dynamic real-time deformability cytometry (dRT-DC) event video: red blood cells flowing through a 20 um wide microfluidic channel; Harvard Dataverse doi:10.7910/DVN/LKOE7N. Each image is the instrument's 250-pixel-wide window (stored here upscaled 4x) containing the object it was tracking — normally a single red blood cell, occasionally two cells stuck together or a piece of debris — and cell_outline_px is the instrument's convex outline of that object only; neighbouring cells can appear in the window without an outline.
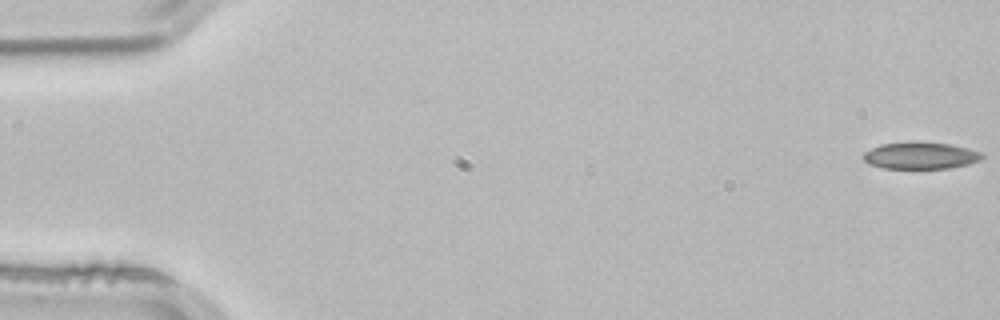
{"species": "common noctule bat (a hibernating species)", "species_latin": "Nyctalus noctula", "temperature_condition": "room temperature", "stored_images_in_passage": 53, "camera_frame_rate_fps": 3000, "um_per_image_px": 0.085, "animal": {"sex": "male", "body_mass_g": 21.5, "forearm_length_mm": 52.0}, "frame": {"image": 1, "passage_image": 1, "time_ms": 0.0, "image_size_px": [1000, 320], "cell_outline_px": [[984, 156], [980, 160], [968, 164], [948, 168], [884, 168], [868, 164], [860, 156], [864, 152], [880, 144], [912, 140], [916, 140], [948, 144], [968, 148], [980, 152]], "centroid_in_image_um": [78.19, 13.2], "position_along_channel_um": 6.8, "area_um2": 18.9}}
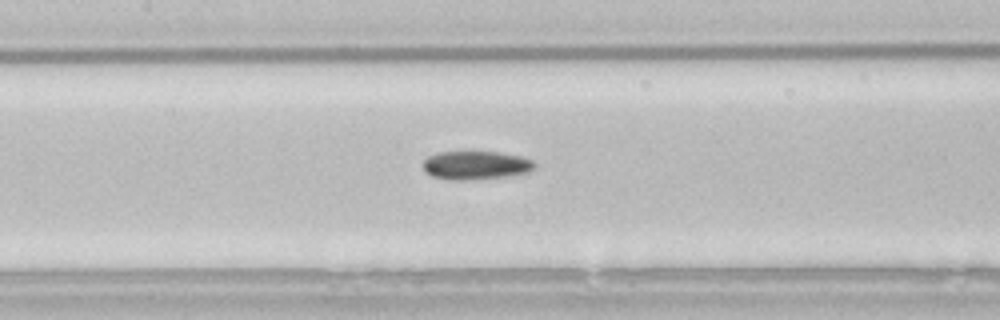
{"frame": {"image": 2, "passage_image": 25, "time_ms": 8.0, "image_size_px": [1000, 320], "cell_outline_px": [[536, 168], [528, 172], [504, 176], [464, 180], [456, 180], [432, 176], [424, 172], [424, 160], [428, 156], [436, 152], [500, 152], [520, 156], [532, 160], [536, 164]], "centroid_in_image_um": [40.44, 14.03], "position_along_channel_um": 167.0, "area_um2": 18.38}}
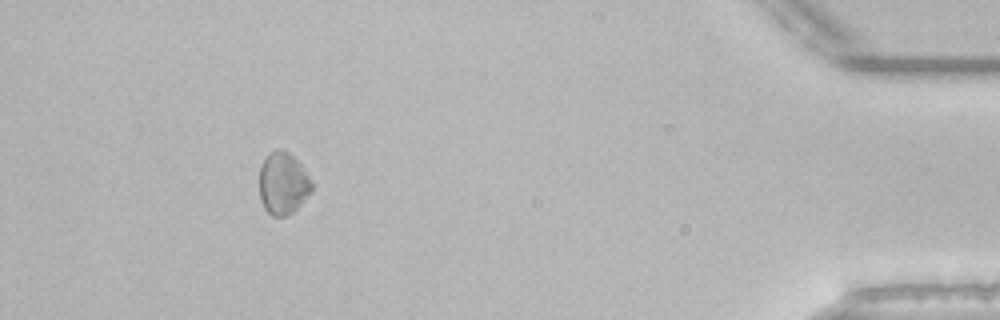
{"frame": {"image": 3, "passage_image": 49, "time_ms": 16.0, "image_size_px": [1000, 320], "cell_outline_px": [[312, 192], [288, 216], [272, 216], [264, 208], [260, 200], [260, 168], [264, 160], [276, 148], [284, 148], [304, 168], [312, 180]], "centroid_in_image_um": [24.07, 15.59], "position_along_channel_um": 411.1, "area_um2": 18.96}}